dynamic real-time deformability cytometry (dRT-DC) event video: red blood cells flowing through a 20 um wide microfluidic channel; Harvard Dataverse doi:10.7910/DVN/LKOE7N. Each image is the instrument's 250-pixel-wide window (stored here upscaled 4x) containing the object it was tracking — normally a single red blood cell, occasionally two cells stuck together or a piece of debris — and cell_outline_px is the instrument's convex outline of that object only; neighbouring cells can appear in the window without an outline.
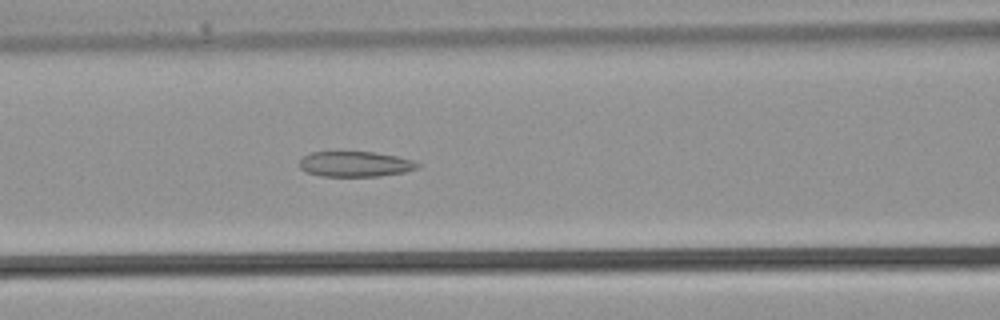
{"species": "common noctule bat (a hibernating species)", "species_latin": "Nyctalus noctula", "temperature_condition": "warm", "stored_images_in_passage": 34, "camera_frame_rate_fps": 3000, "um_per_image_px": 0.085, "animal": {"sex": "male", "body_mass_g": 21.5, "forearm_length_mm": 52.0}, "frame": {"image": 1, "passage_image": 14, "time_ms": 4.333, "image_size_px": [1000, 320], "cell_outline_px": [[420, 168], [404, 172], [380, 176], [324, 176], [308, 172], [300, 168], [300, 160], [304, 156], [312, 152], [372, 152], [396, 156], [412, 160], [420, 164]], "centroid_in_image_um": [30.23, 13.95], "position_along_channel_um": 136.4, "area_um2": 17.28}}
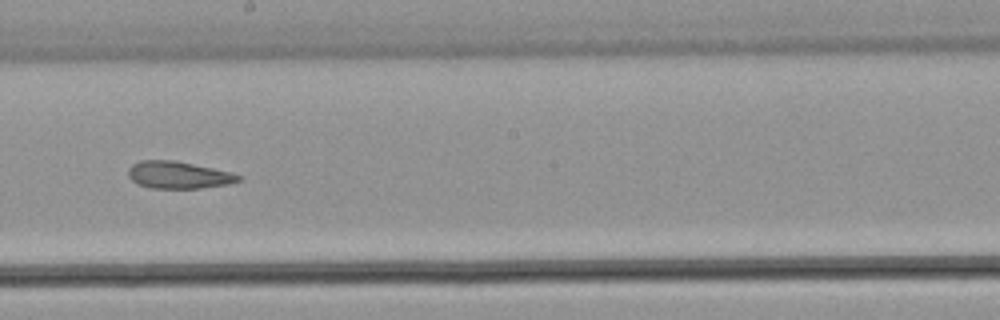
{"frame": {"image": 2, "passage_image": 19, "time_ms": 6.0, "image_size_px": [1000, 320], "cell_outline_px": [[244, 180], [228, 184], [200, 188], [148, 188], [136, 184], [128, 176], [128, 168], [132, 164], [140, 160], [176, 160], [232, 172], [244, 176]], "centroid_in_image_um": [15.19, 14.87], "position_along_channel_um": 233.0, "area_um2": 17.8}}
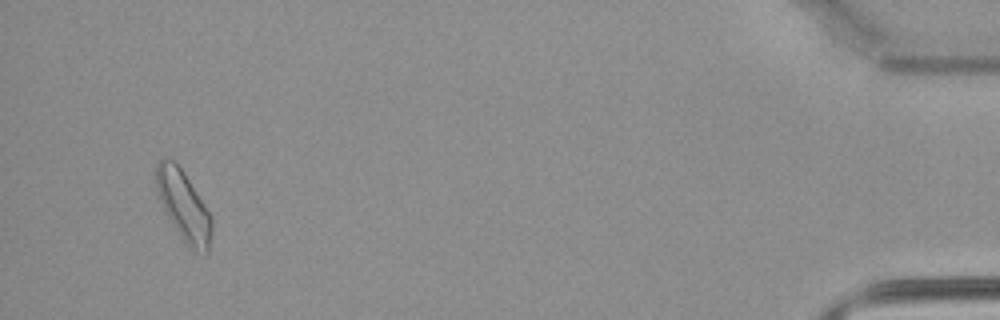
{"frame": {"image": 3, "passage_image": 33, "time_ms": 10.667, "image_size_px": [1000, 320], "cell_outline_px": [[212, 228], [208, 252], [204, 256], [196, 252], [184, 240], [172, 224], [160, 200], [156, 188], [156, 164], [160, 160], [172, 160], [184, 172], [208, 212], [212, 220]], "centroid_in_image_um": [15.61, 17.52], "position_along_channel_um": 419.6, "area_um2": 21.91}}